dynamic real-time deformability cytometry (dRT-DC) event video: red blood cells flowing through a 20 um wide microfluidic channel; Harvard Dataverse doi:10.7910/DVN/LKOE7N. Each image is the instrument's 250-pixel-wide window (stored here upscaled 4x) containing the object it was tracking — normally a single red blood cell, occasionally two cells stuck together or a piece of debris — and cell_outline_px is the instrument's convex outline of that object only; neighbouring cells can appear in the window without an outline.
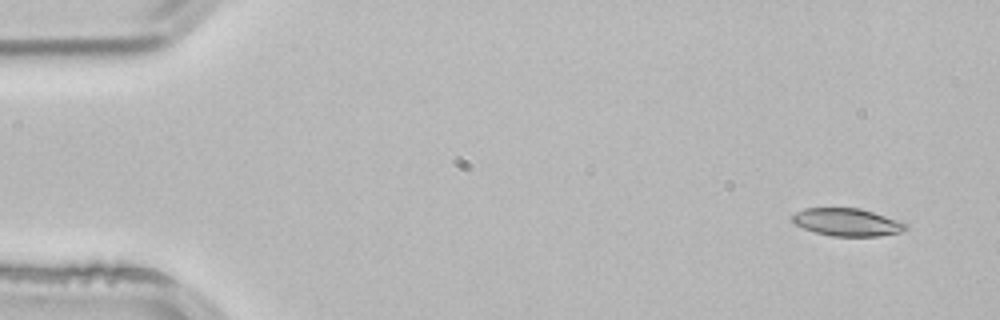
{"species": "common noctule bat (a hibernating species)", "species_latin": "Nyctalus noctula", "temperature_condition": "room temperature", "stored_images_in_passage": 3, "segment_of_instrument_passage": [2, 2], "camera_frame_rate_fps": 3000, "um_per_image_px": 0.085, "animal": {"sex": "male", "body_mass_g": 21.5, "forearm_length_mm": 52.0}, "frame": {"image": 1, "passage_image": 3, "time_ms": 0.667, "image_size_px": [1000, 320], "cell_outline_px": [[908, 228], [900, 232], [876, 236], [832, 236], [816, 232], [804, 228], [796, 224], [792, 220], [792, 216], [796, 212], [804, 208], [860, 208], [908, 224]], "centroid_in_image_um": [71.99, 18.88], "position_along_channel_um": 13.0, "area_um2": 17.98}}